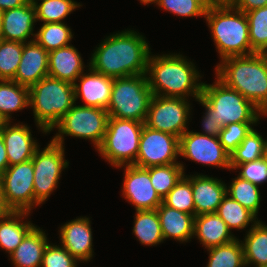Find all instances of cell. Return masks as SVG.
I'll return each instance as SVG.
<instances>
[{"mask_svg":"<svg viewBox=\"0 0 267 267\" xmlns=\"http://www.w3.org/2000/svg\"><path fill=\"white\" fill-rule=\"evenodd\" d=\"M144 38L130 29L106 37L92 54L89 67L113 79L146 74L151 52Z\"/></svg>","mask_w":267,"mask_h":267,"instance_id":"1","label":"cell"},{"mask_svg":"<svg viewBox=\"0 0 267 267\" xmlns=\"http://www.w3.org/2000/svg\"><path fill=\"white\" fill-rule=\"evenodd\" d=\"M194 63L180 54L149 55L147 78L153 95L186 98L201 97V78ZM149 75V76H148Z\"/></svg>","mask_w":267,"mask_h":267,"instance_id":"2","label":"cell"},{"mask_svg":"<svg viewBox=\"0 0 267 267\" xmlns=\"http://www.w3.org/2000/svg\"><path fill=\"white\" fill-rule=\"evenodd\" d=\"M217 78L248 99L267 116V54L232 56L215 68Z\"/></svg>","mask_w":267,"mask_h":267,"instance_id":"3","label":"cell"},{"mask_svg":"<svg viewBox=\"0 0 267 267\" xmlns=\"http://www.w3.org/2000/svg\"><path fill=\"white\" fill-rule=\"evenodd\" d=\"M204 18L221 60L256 53L250 45L249 24L244 12L232 4H210Z\"/></svg>","mask_w":267,"mask_h":267,"instance_id":"4","label":"cell"},{"mask_svg":"<svg viewBox=\"0 0 267 267\" xmlns=\"http://www.w3.org/2000/svg\"><path fill=\"white\" fill-rule=\"evenodd\" d=\"M74 84L46 76L29 88L36 125L48 133L75 104Z\"/></svg>","mask_w":267,"mask_h":267,"instance_id":"5","label":"cell"},{"mask_svg":"<svg viewBox=\"0 0 267 267\" xmlns=\"http://www.w3.org/2000/svg\"><path fill=\"white\" fill-rule=\"evenodd\" d=\"M206 106L224 127L239 122H258L264 114L235 89L216 78L214 84H202L201 97L197 100Z\"/></svg>","mask_w":267,"mask_h":267,"instance_id":"6","label":"cell"},{"mask_svg":"<svg viewBox=\"0 0 267 267\" xmlns=\"http://www.w3.org/2000/svg\"><path fill=\"white\" fill-rule=\"evenodd\" d=\"M153 94L146 74L113 79L109 117L145 122Z\"/></svg>","mask_w":267,"mask_h":267,"instance_id":"7","label":"cell"},{"mask_svg":"<svg viewBox=\"0 0 267 267\" xmlns=\"http://www.w3.org/2000/svg\"><path fill=\"white\" fill-rule=\"evenodd\" d=\"M144 122L109 117L101 145L96 149L114 167L134 165Z\"/></svg>","mask_w":267,"mask_h":267,"instance_id":"8","label":"cell"},{"mask_svg":"<svg viewBox=\"0 0 267 267\" xmlns=\"http://www.w3.org/2000/svg\"><path fill=\"white\" fill-rule=\"evenodd\" d=\"M109 114L106 109L76 105L61 118L55 125L59 133L52 139L63 146V135L89 139L97 149L107 130Z\"/></svg>","mask_w":267,"mask_h":267,"instance_id":"9","label":"cell"},{"mask_svg":"<svg viewBox=\"0 0 267 267\" xmlns=\"http://www.w3.org/2000/svg\"><path fill=\"white\" fill-rule=\"evenodd\" d=\"M64 145L53 140L41 151L36 149L32 158L34 170V206L43 204L57 188L62 170L69 162L64 158Z\"/></svg>","mask_w":267,"mask_h":267,"instance_id":"10","label":"cell"},{"mask_svg":"<svg viewBox=\"0 0 267 267\" xmlns=\"http://www.w3.org/2000/svg\"><path fill=\"white\" fill-rule=\"evenodd\" d=\"M187 100L181 97L153 95L144 124L180 138L188 130L191 107Z\"/></svg>","mask_w":267,"mask_h":267,"instance_id":"11","label":"cell"},{"mask_svg":"<svg viewBox=\"0 0 267 267\" xmlns=\"http://www.w3.org/2000/svg\"><path fill=\"white\" fill-rule=\"evenodd\" d=\"M179 138L144 124L134 166L148 168L178 163Z\"/></svg>","mask_w":267,"mask_h":267,"instance_id":"12","label":"cell"},{"mask_svg":"<svg viewBox=\"0 0 267 267\" xmlns=\"http://www.w3.org/2000/svg\"><path fill=\"white\" fill-rule=\"evenodd\" d=\"M34 170L32 159L8 166L2 173L3 196L14 211L34 208Z\"/></svg>","mask_w":267,"mask_h":267,"instance_id":"13","label":"cell"},{"mask_svg":"<svg viewBox=\"0 0 267 267\" xmlns=\"http://www.w3.org/2000/svg\"><path fill=\"white\" fill-rule=\"evenodd\" d=\"M197 163L220 168H230V155L219 137L187 130L179 138V156Z\"/></svg>","mask_w":267,"mask_h":267,"instance_id":"14","label":"cell"},{"mask_svg":"<svg viewBox=\"0 0 267 267\" xmlns=\"http://www.w3.org/2000/svg\"><path fill=\"white\" fill-rule=\"evenodd\" d=\"M122 193L136 211L156 210L163 199L151 184L150 174L145 168L125 165Z\"/></svg>","mask_w":267,"mask_h":267,"instance_id":"15","label":"cell"},{"mask_svg":"<svg viewBox=\"0 0 267 267\" xmlns=\"http://www.w3.org/2000/svg\"><path fill=\"white\" fill-rule=\"evenodd\" d=\"M48 54L49 52L33 38L24 43L21 61L13 80L30 88L48 76Z\"/></svg>","mask_w":267,"mask_h":267,"instance_id":"16","label":"cell"},{"mask_svg":"<svg viewBox=\"0 0 267 267\" xmlns=\"http://www.w3.org/2000/svg\"><path fill=\"white\" fill-rule=\"evenodd\" d=\"M9 123H2L0 133L6 147L9 166H11L32 159L39 146L32 138L30 127L25 124L11 126Z\"/></svg>","mask_w":267,"mask_h":267,"instance_id":"17","label":"cell"},{"mask_svg":"<svg viewBox=\"0 0 267 267\" xmlns=\"http://www.w3.org/2000/svg\"><path fill=\"white\" fill-rule=\"evenodd\" d=\"M62 246L78 261H89L93 256L90 220L79 217L60 228Z\"/></svg>","mask_w":267,"mask_h":267,"instance_id":"18","label":"cell"},{"mask_svg":"<svg viewBox=\"0 0 267 267\" xmlns=\"http://www.w3.org/2000/svg\"><path fill=\"white\" fill-rule=\"evenodd\" d=\"M89 73H82L74 84L75 100L79 97L85 102L83 106L107 109L113 85V78L89 68Z\"/></svg>","mask_w":267,"mask_h":267,"instance_id":"19","label":"cell"},{"mask_svg":"<svg viewBox=\"0 0 267 267\" xmlns=\"http://www.w3.org/2000/svg\"><path fill=\"white\" fill-rule=\"evenodd\" d=\"M36 22L34 4L24 5L2 12L1 39L26 43L29 37L35 36L33 26ZM32 35V36H30Z\"/></svg>","mask_w":267,"mask_h":267,"instance_id":"20","label":"cell"},{"mask_svg":"<svg viewBox=\"0 0 267 267\" xmlns=\"http://www.w3.org/2000/svg\"><path fill=\"white\" fill-rule=\"evenodd\" d=\"M192 191L195 205V216L205 213H216L227 194L223 181L207 175H192Z\"/></svg>","mask_w":267,"mask_h":267,"instance_id":"21","label":"cell"},{"mask_svg":"<svg viewBox=\"0 0 267 267\" xmlns=\"http://www.w3.org/2000/svg\"><path fill=\"white\" fill-rule=\"evenodd\" d=\"M84 72L81 55L72 45H67L48 54V76L71 84Z\"/></svg>","mask_w":267,"mask_h":267,"instance_id":"22","label":"cell"},{"mask_svg":"<svg viewBox=\"0 0 267 267\" xmlns=\"http://www.w3.org/2000/svg\"><path fill=\"white\" fill-rule=\"evenodd\" d=\"M206 248L230 243L237 239L217 213L195 216L194 234Z\"/></svg>","mask_w":267,"mask_h":267,"instance_id":"23","label":"cell"},{"mask_svg":"<svg viewBox=\"0 0 267 267\" xmlns=\"http://www.w3.org/2000/svg\"><path fill=\"white\" fill-rule=\"evenodd\" d=\"M156 210L164 240L173 238L183 243L194 236V215L168 207L163 202Z\"/></svg>","mask_w":267,"mask_h":267,"instance_id":"24","label":"cell"},{"mask_svg":"<svg viewBox=\"0 0 267 267\" xmlns=\"http://www.w3.org/2000/svg\"><path fill=\"white\" fill-rule=\"evenodd\" d=\"M48 241L45 232L34 226L10 254L15 267H41Z\"/></svg>","mask_w":267,"mask_h":267,"instance_id":"25","label":"cell"},{"mask_svg":"<svg viewBox=\"0 0 267 267\" xmlns=\"http://www.w3.org/2000/svg\"><path fill=\"white\" fill-rule=\"evenodd\" d=\"M244 242L241 241L246 266L255 264V267L267 266V225L260 220L252 223L246 233Z\"/></svg>","mask_w":267,"mask_h":267,"instance_id":"26","label":"cell"},{"mask_svg":"<svg viewBox=\"0 0 267 267\" xmlns=\"http://www.w3.org/2000/svg\"><path fill=\"white\" fill-rule=\"evenodd\" d=\"M30 212L14 211L0 220V247L9 255L18 247L26 234L34 227L32 223L21 221ZM21 219V220H20Z\"/></svg>","mask_w":267,"mask_h":267,"instance_id":"27","label":"cell"},{"mask_svg":"<svg viewBox=\"0 0 267 267\" xmlns=\"http://www.w3.org/2000/svg\"><path fill=\"white\" fill-rule=\"evenodd\" d=\"M29 106V88L14 80H0V118L11 122V113Z\"/></svg>","mask_w":267,"mask_h":267,"instance_id":"28","label":"cell"},{"mask_svg":"<svg viewBox=\"0 0 267 267\" xmlns=\"http://www.w3.org/2000/svg\"><path fill=\"white\" fill-rule=\"evenodd\" d=\"M133 233L141 244L154 246L164 241L157 210L136 211Z\"/></svg>","mask_w":267,"mask_h":267,"instance_id":"29","label":"cell"},{"mask_svg":"<svg viewBox=\"0 0 267 267\" xmlns=\"http://www.w3.org/2000/svg\"><path fill=\"white\" fill-rule=\"evenodd\" d=\"M267 146V140L254 130L243 139L241 144L230 155L231 170L251 161L262 159Z\"/></svg>","mask_w":267,"mask_h":267,"instance_id":"30","label":"cell"},{"mask_svg":"<svg viewBox=\"0 0 267 267\" xmlns=\"http://www.w3.org/2000/svg\"><path fill=\"white\" fill-rule=\"evenodd\" d=\"M145 169L150 174L152 186L162 199L185 174L184 166L181 163L152 166Z\"/></svg>","mask_w":267,"mask_h":267,"instance_id":"31","label":"cell"},{"mask_svg":"<svg viewBox=\"0 0 267 267\" xmlns=\"http://www.w3.org/2000/svg\"><path fill=\"white\" fill-rule=\"evenodd\" d=\"M216 213L226 223L230 230L233 228L242 230L245 229L250 222L256 223L259 221L252 212L244 208L228 194L223 198Z\"/></svg>","mask_w":267,"mask_h":267,"instance_id":"32","label":"cell"},{"mask_svg":"<svg viewBox=\"0 0 267 267\" xmlns=\"http://www.w3.org/2000/svg\"><path fill=\"white\" fill-rule=\"evenodd\" d=\"M207 267H245L243 246L239 239L207 249Z\"/></svg>","mask_w":267,"mask_h":267,"instance_id":"33","label":"cell"},{"mask_svg":"<svg viewBox=\"0 0 267 267\" xmlns=\"http://www.w3.org/2000/svg\"><path fill=\"white\" fill-rule=\"evenodd\" d=\"M73 38L70 27L64 22L42 24L35 40L48 52L69 45Z\"/></svg>","mask_w":267,"mask_h":267,"instance_id":"34","label":"cell"},{"mask_svg":"<svg viewBox=\"0 0 267 267\" xmlns=\"http://www.w3.org/2000/svg\"><path fill=\"white\" fill-rule=\"evenodd\" d=\"M227 194L257 216L261 201L259 186L237 176L228 186Z\"/></svg>","mask_w":267,"mask_h":267,"instance_id":"35","label":"cell"},{"mask_svg":"<svg viewBox=\"0 0 267 267\" xmlns=\"http://www.w3.org/2000/svg\"><path fill=\"white\" fill-rule=\"evenodd\" d=\"M163 203L184 213L195 216V205L192 191V176H183L163 198Z\"/></svg>","mask_w":267,"mask_h":267,"instance_id":"36","label":"cell"},{"mask_svg":"<svg viewBox=\"0 0 267 267\" xmlns=\"http://www.w3.org/2000/svg\"><path fill=\"white\" fill-rule=\"evenodd\" d=\"M34 4L36 21L45 23L62 22L76 8L82 6L73 0H40Z\"/></svg>","mask_w":267,"mask_h":267,"instance_id":"37","label":"cell"},{"mask_svg":"<svg viewBox=\"0 0 267 267\" xmlns=\"http://www.w3.org/2000/svg\"><path fill=\"white\" fill-rule=\"evenodd\" d=\"M249 24L251 48L267 54V6L245 13Z\"/></svg>","mask_w":267,"mask_h":267,"instance_id":"38","label":"cell"},{"mask_svg":"<svg viewBox=\"0 0 267 267\" xmlns=\"http://www.w3.org/2000/svg\"><path fill=\"white\" fill-rule=\"evenodd\" d=\"M24 43L0 39V80H13L21 61Z\"/></svg>","mask_w":267,"mask_h":267,"instance_id":"39","label":"cell"},{"mask_svg":"<svg viewBox=\"0 0 267 267\" xmlns=\"http://www.w3.org/2000/svg\"><path fill=\"white\" fill-rule=\"evenodd\" d=\"M158 6L176 16L205 17L209 4L205 0H160Z\"/></svg>","mask_w":267,"mask_h":267,"instance_id":"40","label":"cell"},{"mask_svg":"<svg viewBox=\"0 0 267 267\" xmlns=\"http://www.w3.org/2000/svg\"><path fill=\"white\" fill-rule=\"evenodd\" d=\"M256 123L257 122H239L224 126L219 139L229 155L241 144L243 139L253 129L252 125H256Z\"/></svg>","mask_w":267,"mask_h":267,"instance_id":"41","label":"cell"},{"mask_svg":"<svg viewBox=\"0 0 267 267\" xmlns=\"http://www.w3.org/2000/svg\"><path fill=\"white\" fill-rule=\"evenodd\" d=\"M77 260L61 245L47 244L41 267H77Z\"/></svg>","mask_w":267,"mask_h":267,"instance_id":"42","label":"cell"},{"mask_svg":"<svg viewBox=\"0 0 267 267\" xmlns=\"http://www.w3.org/2000/svg\"><path fill=\"white\" fill-rule=\"evenodd\" d=\"M236 169H241L238 176L257 186L267 181V163L263 158L240 164Z\"/></svg>","mask_w":267,"mask_h":267,"instance_id":"43","label":"cell"},{"mask_svg":"<svg viewBox=\"0 0 267 267\" xmlns=\"http://www.w3.org/2000/svg\"><path fill=\"white\" fill-rule=\"evenodd\" d=\"M204 107L206 112L203 117L202 125L205 132L202 134L219 137L224 127L215 119L213 113L206 106Z\"/></svg>","mask_w":267,"mask_h":267,"instance_id":"44","label":"cell"},{"mask_svg":"<svg viewBox=\"0 0 267 267\" xmlns=\"http://www.w3.org/2000/svg\"><path fill=\"white\" fill-rule=\"evenodd\" d=\"M232 5L241 12H249L267 6V0H234Z\"/></svg>","mask_w":267,"mask_h":267,"instance_id":"45","label":"cell"},{"mask_svg":"<svg viewBox=\"0 0 267 267\" xmlns=\"http://www.w3.org/2000/svg\"><path fill=\"white\" fill-rule=\"evenodd\" d=\"M9 166L6 147L4 145L2 135L0 133V174H2Z\"/></svg>","mask_w":267,"mask_h":267,"instance_id":"46","label":"cell"},{"mask_svg":"<svg viewBox=\"0 0 267 267\" xmlns=\"http://www.w3.org/2000/svg\"><path fill=\"white\" fill-rule=\"evenodd\" d=\"M25 0H0V10L6 11L24 5Z\"/></svg>","mask_w":267,"mask_h":267,"instance_id":"47","label":"cell"},{"mask_svg":"<svg viewBox=\"0 0 267 267\" xmlns=\"http://www.w3.org/2000/svg\"><path fill=\"white\" fill-rule=\"evenodd\" d=\"M14 210L7 204L3 195H0V220L8 217Z\"/></svg>","mask_w":267,"mask_h":267,"instance_id":"48","label":"cell"},{"mask_svg":"<svg viewBox=\"0 0 267 267\" xmlns=\"http://www.w3.org/2000/svg\"><path fill=\"white\" fill-rule=\"evenodd\" d=\"M234 0H210V4H232Z\"/></svg>","mask_w":267,"mask_h":267,"instance_id":"49","label":"cell"},{"mask_svg":"<svg viewBox=\"0 0 267 267\" xmlns=\"http://www.w3.org/2000/svg\"><path fill=\"white\" fill-rule=\"evenodd\" d=\"M159 1L160 0H140V2H142L143 4H145V5H149L150 3H156V5H158V3H159Z\"/></svg>","mask_w":267,"mask_h":267,"instance_id":"50","label":"cell"},{"mask_svg":"<svg viewBox=\"0 0 267 267\" xmlns=\"http://www.w3.org/2000/svg\"><path fill=\"white\" fill-rule=\"evenodd\" d=\"M0 195H3V178H2V174H0Z\"/></svg>","mask_w":267,"mask_h":267,"instance_id":"51","label":"cell"},{"mask_svg":"<svg viewBox=\"0 0 267 267\" xmlns=\"http://www.w3.org/2000/svg\"><path fill=\"white\" fill-rule=\"evenodd\" d=\"M263 159L267 163V146H266V149H265V153H264Z\"/></svg>","mask_w":267,"mask_h":267,"instance_id":"52","label":"cell"},{"mask_svg":"<svg viewBox=\"0 0 267 267\" xmlns=\"http://www.w3.org/2000/svg\"><path fill=\"white\" fill-rule=\"evenodd\" d=\"M26 3L35 4L37 0H25Z\"/></svg>","mask_w":267,"mask_h":267,"instance_id":"53","label":"cell"},{"mask_svg":"<svg viewBox=\"0 0 267 267\" xmlns=\"http://www.w3.org/2000/svg\"><path fill=\"white\" fill-rule=\"evenodd\" d=\"M1 20H2V11L0 10V39H1Z\"/></svg>","mask_w":267,"mask_h":267,"instance_id":"54","label":"cell"},{"mask_svg":"<svg viewBox=\"0 0 267 267\" xmlns=\"http://www.w3.org/2000/svg\"><path fill=\"white\" fill-rule=\"evenodd\" d=\"M2 123H3V121H2V119L0 118V128H1Z\"/></svg>","mask_w":267,"mask_h":267,"instance_id":"55","label":"cell"}]
</instances>
